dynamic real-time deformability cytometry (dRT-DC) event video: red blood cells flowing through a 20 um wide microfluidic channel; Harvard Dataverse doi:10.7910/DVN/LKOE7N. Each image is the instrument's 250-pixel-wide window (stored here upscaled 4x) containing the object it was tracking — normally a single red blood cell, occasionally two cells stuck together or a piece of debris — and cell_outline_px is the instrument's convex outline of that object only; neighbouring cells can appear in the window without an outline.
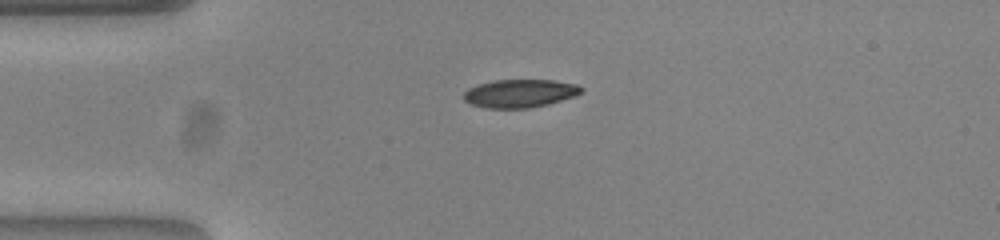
{"species": "common noctule bat (a hibernating species)", "species_latin": "Nyctalus noctula", "temperature_condition": "warm", "stored_images_in_passage": 41, "camera_frame_rate_fps": 3000, "um_per_image_px": 0.085, "animal": {"sex": "female", "body_mass_g": 23.0, "forearm_length_mm": 53.4}, "frame": {"image": 1, "passage_image": 1, "time_ms": 0.0, "image_size_px": [1000, 240], "cell_outline_px": [[584, 88], [580, 92], [572, 96], [548, 104], [528, 108], [484, 108], [472, 104], [464, 100], [464, 92], [468, 88], [476, 84], [496, 80], [552, 80], [576, 84]], "centroid_in_image_um": [44.14, 7.93], "position_along_channel_um": 40.9, "area_um2": 19.13}}
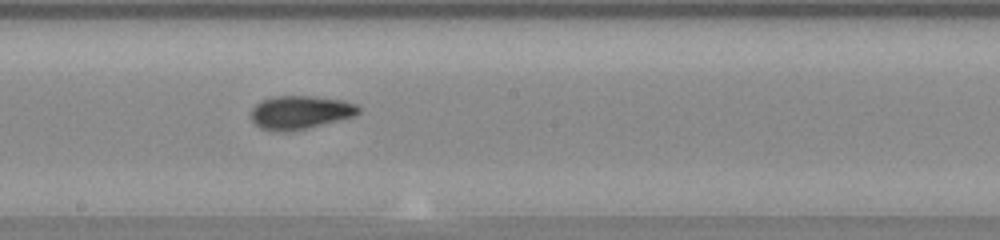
{"frame": {"image": 2, "passage_image": 17, "time_ms": 5.333, "image_size_px": [1000, 240], "cell_outline_px": [[360, 112], [356, 116], [340, 120], [288, 132], [276, 132], [260, 128], [252, 120], [252, 108], [260, 100], [272, 96], [312, 96], [344, 100], [356, 104], [360, 108]], "centroid_in_image_um": [25.52, 9.55], "position_along_channel_um": 222.7, "area_um2": 21.1}}
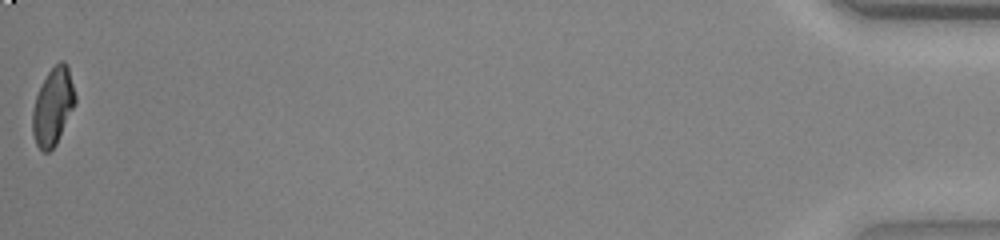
{"frame": {"image": 3, "passage_image": 41, "time_ms": 13.333, "image_size_px": [1000, 240], "cell_outline_px": [[76, 100], [56, 144], [48, 152], [44, 152], [36, 144], [32, 132], [32, 112], [36, 96], [48, 72], [60, 60], [64, 60], [68, 64], [76, 96]], "centroid_in_image_um": [4.5, 9.03], "position_along_channel_um": 430.7, "area_um2": 18.96}, "authors_computed_cell_mechanics": {"area_um2": 20.2878, "velocity_mm_per_s": 3.882, "shape_relaxation_time_tau1_ms": 5.4708, "shape_relaxation_time_tau2_ms": 1.7586, "deformation_change_tau1": 0.19, "deformation_change_tau2": 0.0701}}